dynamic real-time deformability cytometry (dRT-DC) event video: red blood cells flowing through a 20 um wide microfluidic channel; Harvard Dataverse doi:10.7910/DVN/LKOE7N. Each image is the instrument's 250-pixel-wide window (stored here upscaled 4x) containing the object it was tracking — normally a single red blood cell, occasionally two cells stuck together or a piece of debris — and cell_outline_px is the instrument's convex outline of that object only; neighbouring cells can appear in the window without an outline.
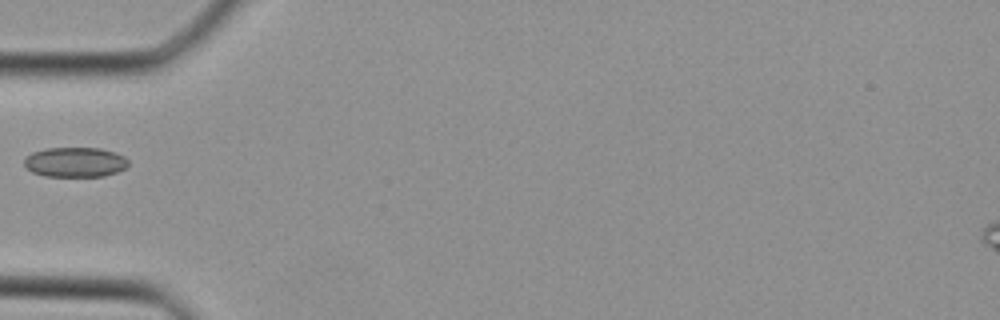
{"species": "Egyptian fruit bat (a non-hibernating species)", "species_latin": "Rousettus aegyptiacus", "temperature_condition": "cold", "stored_images_in_passage": 17, "camera_frame_rate_fps": 3000, "um_per_image_px": 0.085, "animal": {"sex": "female"}, "frame": {"image": 1, "passage_image": 1, "time_ms": 0.0, "image_size_px": [1000, 320], "cell_outline_px": [[128, 164], [124, 168], [116, 172], [104, 176], [44, 176], [32, 172], [24, 164], [24, 160], [32, 152], [44, 148], [100, 148], [116, 152], [124, 156], [128, 160]], "centroid_in_image_um": [6.39, 13.77], "position_along_channel_um": 78.6, "area_um2": 18.09}}
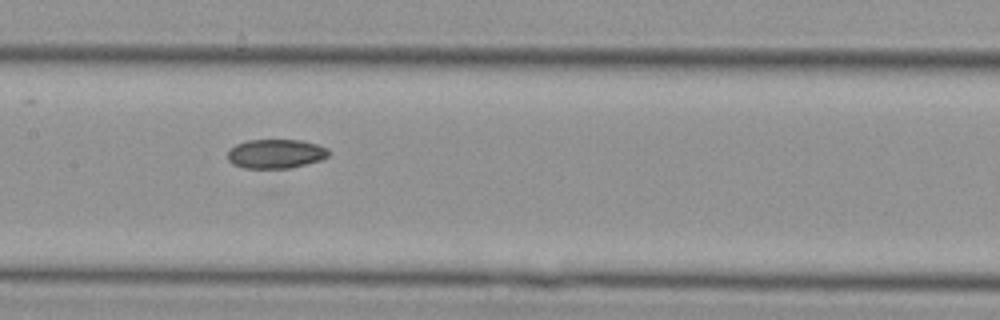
{"frame": {"image": 2, "passage_image": 7, "time_ms": 2.0, "image_size_px": [1000, 320], "cell_outline_px": [[332, 152], [328, 156], [320, 160], [288, 168], [244, 168], [232, 164], [228, 160], [228, 148], [236, 144], [248, 140], [300, 140], [316, 144], [328, 148]], "centroid_in_image_um": [23.42, 13.06], "position_along_channel_um": 184.0, "area_um2": 17.22}}
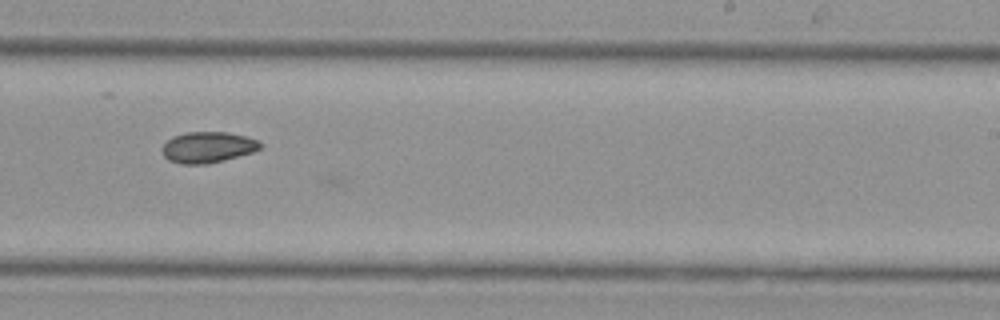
{"frame": {"image": 3, "passage_image": 12, "time_ms": 3.667, "image_size_px": [1000, 320], "cell_outline_px": [[264, 144], [260, 148], [252, 152], [224, 160], [208, 164], [180, 164], [168, 160], [164, 156], [164, 144], [172, 136], [188, 132], [228, 132], [248, 136], [260, 140]], "centroid_in_image_um": [17.71, 12.51], "position_along_channel_um": 271.3, "area_um2": 17.8}}